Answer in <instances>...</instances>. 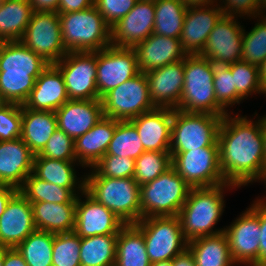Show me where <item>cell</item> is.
Returning a JSON list of instances; mask_svg holds the SVG:
<instances>
[{
	"instance_id": "6da1fadb",
	"label": "cell",
	"mask_w": 266,
	"mask_h": 266,
	"mask_svg": "<svg viewBox=\"0 0 266 266\" xmlns=\"http://www.w3.org/2000/svg\"><path fill=\"white\" fill-rule=\"evenodd\" d=\"M234 112L226 114L218 133L219 164L226 183L237 188L260 182L265 168L263 122ZM230 114V115H229ZM232 114V116H231Z\"/></svg>"
},
{
	"instance_id": "30bf717a",
	"label": "cell",
	"mask_w": 266,
	"mask_h": 266,
	"mask_svg": "<svg viewBox=\"0 0 266 266\" xmlns=\"http://www.w3.org/2000/svg\"><path fill=\"white\" fill-rule=\"evenodd\" d=\"M101 102L103 116L119 121H129L156 108L151 101L148 80L143 72L107 92Z\"/></svg>"
},
{
	"instance_id": "f546056e",
	"label": "cell",
	"mask_w": 266,
	"mask_h": 266,
	"mask_svg": "<svg viewBox=\"0 0 266 266\" xmlns=\"http://www.w3.org/2000/svg\"><path fill=\"white\" fill-rule=\"evenodd\" d=\"M187 248L191 251L196 266H236L224 232L190 240Z\"/></svg>"
},
{
	"instance_id": "484cf974",
	"label": "cell",
	"mask_w": 266,
	"mask_h": 266,
	"mask_svg": "<svg viewBox=\"0 0 266 266\" xmlns=\"http://www.w3.org/2000/svg\"><path fill=\"white\" fill-rule=\"evenodd\" d=\"M69 99L61 72L50 64L36 79L24 108L55 112Z\"/></svg>"
},
{
	"instance_id": "5bb4252c",
	"label": "cell",
	"mask_w": 266,
	"mask_h": 266,
	"mask_svg": "<svg viewBox=\"0 0 266 266\" xmlns=\"http://www.w3.org/2000/svg\"><path fill=\"white\" fill-rule=\"evenodd\" d=\"M53 65L62 74L70 100L100 99L96 87L97 52H68Z\"/></svg>"
},
{
	"instance_id": "7dc6e473",
	"label": "cell",
	"mask_w": 266,
	"mask_h": 266,
	"mask_svg": "<svg viewBox=\"0 0 266 266\" xmlns=\"http://www.w3.org/2000/svg\"><path fill=\"white\" fill-rule=\"evenodd\" d=\"M138 0H94V5L105 22L111 27L127 15Z\"/></svg>"
},
{
	"instance_id": "5b68a950",
	"label": "cell",
	"mask_w": 266,
	"mask_h": 266,
	"mask_svg": "<svg viewBox=\"0 0 266 266\" xmlns=\"http://www.w3.org/2000/svg\"><path fill=\"white\" fill-rule=\"evenodd\" d=\"M184 78L182 96L177 109L223 117L229 113L216 100L214 74L210 71L208 58L187 55L184 58Z\"/></svg>"
},
{
	"instance_id": "9f6ffc18",
	"label": "cell",
	"mask_w": 266,
	"mask_h": 266,
	"mask_svg": "<svg viewBox=\"0 0 266 266\" xmlns=\"http://www.w3.org/2000/svg\"><path fill=\"white\" fill-rule=\"evenodd\" d=\"M187 7L208 6L217 3V0H182Z\"/></svg>"
},
{
	"instance_id": "f907efd6",
	"label": "cell",
	"mask_w": 266,
	"mask_h": 266,
	"mask_svg": "<svg viewBox=\"0 0 266 266\" xmlns=\"http://www.w3.org/2000/svg\"><path fill=\"white\" fill-rule=\"evenodd\" d=\"M93 5L94 0H59L58 13L82 11Z\"/></svg>"
},
{
	"instance_id": "e7e4bbea",
	"label": "cell",
	"mask_w": 266,
	"mask_h": 266,
	"mask_svg": "<svg viewBox=\"0 0 266 266\" xmlns=\"http://www.w3.org/2000/svg\"><path fill=\"white\" fill-rule=\"evenodd\" d=\"M261 5L266 9V0H259Z\"/></svg>"
},
{
	"instance_id": "c3c4849f",
	"label": "cell",
	"mask_w": 266,
	"mask_h": 266,
	"mask_svg": "<svg viewBox=\"0 0 266 266\" xmlns=\"http://www.w3.org/2000/svg\"><path fill=\"white\" fill-rule=\"evenodd\" d=\"M219 4L224 15L233 17L243 18V16H247V18L251 17L255 19L259 15L266 13V9L261 5L259 0H220Z\"/></svg>"
},
{
	"instance_id": "7c38bea8",
	"label": "cell",
	"mask_w": 266,
	"mask_h": 266,
	"mask_svg": "<svg viewBox=\"0 0 266 266\" xmlns=\"http://www.w3.org/2000/svg\"><path fill=\"white\" fill-rule=\"evenodd\" d=\"M224 233L236 265L258 266L260 202L255 199L232 224L224 227Z\"/></svg>"
},
{
	"instance_id": "cb8c5ba5",
	"label": "cell",
	"mask_w": 266,
	"mask_h": 266,
	"mask_svg": "<svg viewBox=\"0 0 266 266\" xmlns=\"http://www.w3.org/2000/svg\"><path fill=\"white\" fill-rule=\"evenodd\" d=\"M34 156L21 138L0 141V184L19 190L33 172Z\"/></svg>"
},
{
	"instance_id": "f5cc1de1",
	"label": "cell",
	"mask_w": 266,
	"mask_h": 266,
	"mask_svg": "<svg viewBox=\"0 0 266 266\" xmlns=\"http://www.w3.org/2000/svg\"><path fill=\"white\" fill-rule=\"evenodd\" d=\"M33 12H57L59 0H28Z\"/></svg>"
},
{
	"instance_id": "1f68e13d",
	"label": "cell",
	"mask_w": 266,
	"mask_h": 266,
	"mask_svg": "<svg viewBox=\"0 0 266 266\" xmlns=\"http://www.w3.org/2000/svg\"><path fill=\"white\" fill-rule=\"evenodd\" d=\"M143 233L126 224L118 233L114 266H150Z\"/></svg>"
},
{
	"instance_id": "ee69618b",
	"label": "cell",
	"mask_w": 266,
	"mask_h": 266,
	"mask_svg": "<svg viewBox=\"0 0 266 266\" xmlns=\"http://www.w3.org/2000/svg\"><path fill=\"white\" fill-rule=\"evenodd\" d=\"M135 166V159L104 155L85 177L133 178Z\"/></svg>"
},
{
	"instance_id": "680465c9",
	"label": "cell",
	"mask_w": 266,
	"mask_h": 266,
	"mask_svg": "<svg viewBox=\"0 0 266 266\" xmlns=\"http://www.w3.org/2000/svg\"><path fill=\"white\" fill-rule=\"evenodd\" d=\"M262 117V122H263V128H262V133L264 136V145H265V158H266V115L261 116Z\"/></svg>"
},
{
	"instance_id": "6125c7cd",
	"label": "cell",
	"mask_w": 266,
	"mask_h": 266,
	"mask_svg": "<svg viewBox=\"0 0 266 266\" xmlns=\"http://www.w3.org/2000/svg\"><path fill=\"white\" fill-rule=\"evenodd\" d=\"M8 102L4 99L0 92V109L3 108Z\"/></svg>"
},
{
	"instance_id": "8fae6325",
	"label": "cell",
	"mask_w": 266,
	"mask_h": 266,
	"mask_svg": "<svg viewBox=\"0 0 266 266\" xmlns=\"http://www.w3.org/2000/svg\"><path fill=\"white\" fill-rule=\"evenodd\" d=\"M170 153L172 167L191 188L226 184L220 169L218 144L186 152Z\"/></svg>"
},
{
	"instance_id": "6f0895ef",
	"label": "cell",
	"mask_w": 266,
	"mask_h": 266,
	"mask_svg": "<svg viewBox=\"0 0 266 266\" xmlns=\"http://www.w3.org/2000/svg\"><path fill=\"white\" fill-rule=\"evenodd\" d=\"M259 76L261 79L262 87L266 92V58L263 60L262 64L259 66Z\"/></svg>"
},
{
	"instance_id": "681fc988",
	"label": "cell",
	"mask_w": 266,
	"mask_h": 266,
	"mask_svg": "<svg viewBox=\"0 0 266 266\" xmlns=\"http://www.w3.org/2000/svg\"><path fill=\"white\" fill-rule=\"evenodd\" d=\"M266 262V204L260 202V237L258 251V266Z\"/></svg>"
},
{
	"instance_id": "83f0119b",
	"label": "cell",
	"mask_w": 266,
	"mask_h": 266,
	"mask_svg": "<svg viewBox=\"0 0 266 266\" xmlns=\"http://www.w3.org/2000/svg\"><path fill=\"white\" fill-rule=\"evenodd\" d=\"M33 220L37 230L52 234L74 231L76 203H31Z\"/></svg>"
},
{
	"instance_id": "ba28073f",
	"label": "cell",
	"mask_w": 266,
	"mask_h": 266,
	"mask_svg": "<svg viewBox=\"0 0 266 266\" xmlns=\"http://www.w3.org/2000/svg\"><path fill=\"white\" fill-rule=\"evenodd\" d=\"M223 116L174 109L170 152H186L218 144Z\"/></svg>"
},
{
	"instance_id": "4dcf8cb0",
	"label": "cell",
	"mask_w": 266,
	"mask_h": 266,
	"mask_svg": "<svg viewBox=\"0 0 266 266\" xmlns=\"http://www.w3.org/2000/svg\"><path fill=\"white\" fill-rule=\"evenodd\" d=\"M78 164L77 161L50 159L36 154L34 156L33 173L38 178L58 186L85 188V175L80 178L76 175L75 166H79Z\"/></svg>"
},
{
	"instance_id": "f1b7e54d",
	"label": "cell",
	"mask_w": 266,
	"mask_h": 266,
	"mask_svg": "<svg viewBox=\"0 0 266 266\" xmlns=\"http://www.w3.org/2000/svg\"><path fill=\"white\" fill-rule=\"evenodd\" d=\"M57 128L55 112L33 110L22 106L21 139L35 155L44 149Z\"/></svg>"
},
{
	"instance_id": "f35d334b",
	"label": "cell",
	"mask_w": 266,
	"mask_h": 266,
	"mask_svg": "<svg viewBox=\"0 0 266 266\" xmlns=\"http://www.w3.org/2000/svg\"><path fill=\"white\" fill-rule=\"evenodd\" d=\"M145 152L135 126L130 121L117 120L116 129L105 155L137 159Z\"/></svg>"
},
{
	"instance_id": "be15d7a7",
	"label": "cell",
	"mask_w": 266,
	"mask_h": 266,
	"mask_svg": "<svg viewBox=\"0 0 266 266\" xmlns=\"http://www.w3.org/2000/svg\"><path fill=\"white\" fill-rule=\"evenodd\" d=\"M0 266H3V250L0 252Z\"/></svg>"
},
{
	"instance_id": "b9f144b4",
	"label": "cell",
	"mask_w": 266,
	"mask_h": 266,
	"mask_svg": "<svg viewBox=\"0 0 266 266\" xmlns=\"http://www.w3.org/2000/svg\"><path fill=\"white\" fill-rule=\"evenodd\" d=\"M81 237L74 231L53 234L52 266H81Z\"/></svg>"
},
{
	"instance_id": "db71d44e",
	"label": "cell",
	"mask_w": 266,
	"mask_h": 266,
	"mask_svg": "<svg viewBox=\"0 0 266 266\" xmlns=\"http://www.w3.org/2000/svg\"><path fill=\"white\" fill-rule=\"evenodd\" d=\"M18 191L10 185H0V216L4 213L11 197Z\"/></svg>"
},
{
	"instance_id": "816d5d0a",
	"label": "cell",
	"mask_w": 266,
	"mask_h": 266,
	"mask_svg": "<svg viewBox=\"0 0 266 266\" xmlns=\"http://www.w3.org/2000/svg\"><path fill=\"white\" fill-rule=\"evenodd\" d=\"M3 266H28L22 254L13 248H3Z\"/></svg>"
},
{
	"instance_id": "44dd1931",
	"label": "cell",
	"mask_w": 266,
	"mask_h": 266,
	"mask_svg": "<svg viewBox=\"0 0 266 266\" xmlns=\"http://www.w3.org/2000/svg\"><path fill=\"white\" fill-rule=\"evenodd\" d=\"M145 74L149 84V95L154 106L177 109L185 79L184 59Z\"/></svg>"
},
{
	"instance_id": "74e56055",
	"label": "cell",
	"mask_w": 266,
	"mask_h": 266,
	"mask_svg": "<svg viewBox=\"0 0 266 266\" xmlns=\"http://www.w3.org/2000/svg\"><path fill=\"white\" fill-rule=\"evenodd\" d=\"M210 71L214 74V91L217 102L226 110L240 104L244 99L236 92L230 64L222 59L208 58Z\"/></svg>"
},
{
	"instance_id": "bcb514c9",
	"label": "cell",
	"mask_w": 266,
	"mask_h": 266,
	"mask_svg": "<svg viewBox=\"0 0 266 266\" xmlns=\"http://www.w3.org/2000/svg\"><path fill=\"white\" fill-rule=\"evenodd\" d=\"M22 105L7 103L0 109V141H12L21 138Z\"/></svg>"
},
{
	"instance_id": "7a4b0ae2",
	"label": "cell",
	"mask_w": 266,
	"mask_h": 266,
	"mask_svg": "<svg viewBox=\"0 0 266 266\" xmlns=\"http://www.w3.org/2000/svg\"><path fill=\"white\" fill-rule=\"evenodd\" d=\"M49 65L21 41L0 42V92L4 99L23 105L37 77Z\"/></svg>"
},
{
	"instance_id": "d6986e66",
	"label": "cell",
	"mask_w": 266,
	"mask_h": 266,
	"mask_svg": "<svg viewBox=\"0 0 266 266\" xmlns=\"http://www.w3.org/2000/svg\"><path fill=\"white\" fill-rule=\"evenodd\" d=\"M237 19L223 15L208 35L200 56L222 59L229 64L241 61L244 27Z\"/></svg>"
},
{
	"instance_id": "9a60e30c",
	"label": "cell",
	"mask_w": 266,
	"mask_h": 266,
	"mask_svg": "<svg viewBox=\"0 0 266 266\" xmlns=\"http://www.w3.org/2000/svg\"><path fill=\"white\" fill-rule=\"evenodd\" d=\"M140 73L134 48L110 45L97 51L96 87L101 99L107 92Z\"/></svg>"
},
{
	"instance_id": "e0dca14e",
	"label": "cell",
	"mask_w": 266,
	"mask_h": 266,
	"mask_svg": "<svg viewBox=\"0 0 266 266\" xmlns=\"http://www.w3.org/2000/svg\"><path fill=\"white\" fill-rule=\"evenodd\" d=\"M154 21V2L138 0L127 15L111 26V45L134 48L153 33Z\"/></svg>"
},
{
	"instance_id": "7bdbcfd3",
	"label": "cell",
	"mask_w": 266,
	"mask_h": 266,
	"mask_svg": "<svg viewBox=\"0 0 266 266\" xmlns=\"http://www.w3.org/2000/svg\"><path fill=\"white\" fill-rule=\"evenodd\" d=\"M236 92L246 99L249 95L265 94L259 76V67L248 62L238 61L230 64Z\"/></svg>"
},
{
	"instance_id": "d590c367",
	"label": "cell",
	"mask_w": 266,
	"mask_h": 266,
	"mask_svg": "<svg viewBox=\"0 0 266 266\" xmlns=\"http://www.w3.org/2000/svg\"><path fill=\"white\" fill-rule=\"evenodd\" d=\"M153 33L180 38L187 6L182 0H157Z\"/></svg>"
},
{
	"instance_id": "94428289",
	"label": "cell",
	"mask_w": 266,
	"mask_h": 266,
	"mask_svg": "<svg viewBox=\"0 0 266 266\" xmlns=\"http://www.w3.org/2000/svg\"><path fill=\"white\" fill-rule=\"evenodd\" d=\"M261 182H263L264 183V185H266V168H265V171H264V174H263V176H262V178H261V180H260ZM266 187V186H265ZM266 192V191H265ZM259 202H261V203H265L266 204V197L265 196H263L262 198H259V199H257Z\"/></svg>"
},
{
	"instance_id": "7402d4cb",
	"label": "cell",
	"mask_w": 266,
	"mask_h": 266,
	"mask_svg": "<svg viewBox=\"0 0 266 266\" xmlns=\"http://www.w3.org/2000/svg\"><path fill=\"white\" fill-rule=\"evenodd\" d=\"M55 114L58 128L74 141L104 117L101 99L68 100Z\"/></svg>"
},
{
	"instance_id": "f6af8a7d",
	"label": "cell",
	"mask_w": 266,
	"mask_h": 266,
	"mask_svg": "<svg viewBox=\"0 0 266 266\" xmlns=\"http://www.w3.org/2000/svg\"><path fill=\"white\" fill-rule=\"evenodd\" d=\"M39 155L56 160L76 161L75 142L63 130L57 128Z\"/></svg>"
},
{
	"instance_id": "60d3db41",
	"label": "cell",
	"mask_w": 266,
	"mask_h": 266,
	"mask_svg": "<svg viewBox=\"0 0 266 266\" xmlns=\"http://www.w3.org/2000/svg\"><path fill=\"white\" fill-rule=\"evenodd\" d=\"M133 179L139 186L151 182L172 167L170 152L145 151L135 160Z\"/></svg>"
},
{
	"instance_id": "11a10c76",
	"label": "cell",
	"mask_w": 266,
	"mask_h": 266,
	"mask_svg": "<svg viewBox=\"0 0 266 266\" xmlns=\"http://www.w3.org/2000/svg\"><path fill=\"white\" fill-rule=\"evenodd\" d=\"M172 266H196L191 251L186 248L182 253L176 255L171 260Z\"/></svg>"
},
{
	"instance_id": "4316f807",
	"label": "cell",
	"mask_w": 266,
	"mask_h": 266,
	"mask_svg": "<svg viewBox=\"0 0 266 266\" xmlns=\"http://www.w3.org/2000/svg\"><path fill=\"white\" fill-rule=\"evenodd\" d=\"M117 120L103 117L75 142L76 161L82 168H92L106 153L111 142Z\"/></svg>"
},
{
	"instance_id": "3957f363",
	"label": "cell",
	"mask_w": 266,
	"mask_h": 266,
	"mask_svg": "<svg viewBox=\"0 0 266 266\" xmlns=\"http://www.w3.org/2000/svg\"><path fill=\"white\" fill-rule=\"evenodd\" d=\"M233 188L237 187L229 183L213 187L191 188L178 214L182 233L188 242L198 237L224 232V228L214 227L221 220L225 208L224 191Z\"/></svg>"
},
{
	"instance_id": "52a82bcc",
	"label": "cell",
	"mask_w": 266,
	"mask_h": 266,
	"mask_svg": "<svg viewBox=\"0 0 266 266\" xmlns=\"http://www.w3.org/2000/svg\"><path fill=\"white\" fill-rule=\"evenodd\" d=\"M191 186L171 167L159 177L140 186L141 219L178 216Z\"/></svg>"
},
{
	"instance_id": "d6a6232c",
	"label": "cell",
	"mask_w": 266,
	"mask_h": 266,
	"mask_svg": "<svg viewBox=\"0 0 266 266\" xmlns=\"http://www.w3.org/2000/svg\"><path fill=\"white\" fill-rule=\"evenodd\" d=\"M19 191L30 203H76L77 195L85 188H65L38 178L33 172L26 178Z\"/></svg>"
},
{
	"instance_id": "8d00e7d4",
	"label": "cell",
	"mask_w": 266,
	"mask_h": 266,
	"mask_svg": "<svg viewBox=\"0 0 266 266\" xmlns=\"http://www.w3.org/2000/svg\"><path fill=\"white\" fill-rule=\"evenodd\" d=\"M16 248L28 266H52V233L36 229Z\"/></svg>"
},
{
	"instance_id": "4fadbf2b",
	"label": "cell",
	"mask_w": 266,
	"mask_h": 266,
	"mask_svg": "<svg viewBox=\"0 0 266 266\" xmlns=\"http://www.w3.org/2000/svg\"><path fill=\"white\" fill-rule=\"evenodd\" d=\"M20 41L49 64L57 63L68 53L57 12H33Z\"/></svg>"
},
{
	"instance_id": "277c9868",
	"label": "cell",
	"mask_w": 266,
	"mask_h": 266,
	"mask_svg": "<svg viewBox=\"0 0 266 266\" xmlns=\"http://www.w3.org/2000/svg\"><path fill=\"white\" fill-rule=\"evenodd\" d=\"M58 14L67 52H97L111 45V27L95 5L82 11Z\"/></svg>"
},
{
	"instance_id": "9c48e42d",
	"label": "cell",
	"mask_w": 266,
	"mask_h": 266,
	"mask_svg": "<svg viewBox=\"0 0 266 266\" xmlns=\"http://www.w3.org/2000/svg\"><path fill=\"white\" fill-rule=\"evenodd\" d=\"M134 225L143 233L151 264L172 260L188 246L178 216L145 217Z\"/></svg>"
},
{
	"instance_id": "ac0fdd59",
	"label": "cell",
	"mask_w": 266,
	"mask_h": 266,
	"mask_svg": "<svg viewBox=\"0 0 266 266\" xmlns=\"http://www.w3.org/2000/svg\"><path fill=\"white\" fill-rule=\"evenodd\" d=\"M223 15L218 2L208 6L187 8L179 38L182 49L187 55L202 53L208 35Z\"/></svg>"
},
{
	"instance_id": "ab89813d",
	"label": "cell",
	"mask_w": 266,
	"mask_h": 266,
	"mask_svg": "<svg viewBox=\"0 0 266 266\" xmlns=\"http://www.w3.org/2000/svg\"><path fill=\"white\" fill-rule=\"evenodd\" d=\"M256 19L254 27L243 32L241 60L259 67L266 58V13Z\"/></svg>"
},
{
	"instance_id": "8992f818",
	"label": "cell",
	"mask_w": 266,
	"mask_h": 266,
	"mask_svg": "<svg viewBox=\"0 0 266 266\" xmlns=\"http://www.w3.org/2000/svg\"><path fill=\"white\" fill-rule=\"evenodd\" d=\"M85 191L125 224L141 220L140 186L133 178L85 177Z\"/></svg>"
},
{
	"instance_id": "a7ac6f4b",
	"label": "cell",
	"mask_w": 266,
	"mask_h": 266,
	"mask_svg": "<svg viewBox=\"0 0 266 266\" xmlns=\"http://www.w3.org/2000/svg\"><path fill=\"white\" fill-rule=\"evenodd\" d=\"M141 1H153V2H155V1H157V0H141Z\"/></svg>"
},
{
	"instance_id": "603a6c76",
	"label": "cell",
	"mask_w": 266,
	"mask_h": 266,
	"mask_svg": "<svg viewBox=\"0 0 266 266\" xmlns=\"http://www.w3.org/2000/svg\"><path fill=\"white\" fill-rule=\"evenodd\" d=\"M174 109L158 108L129 120L136 128L145 151L170 152Z\"/></svg>"
},
{
	"instance_id": "e575fe53",
	"label": "cell",
	"mask_w": 266,
	"mask_h": 266,
	"mask_svg": "<svg viewBox=\"0 0 266 266\" xmlns=\"http://www.w3.org/2000/svg\"><path fill=\"white\" fill-rule=\"evenodd\" d=\"M118 234L81 237V266H114Z\"/></svg>"
},
{
	"instance_id": "d4e9b609",
	"label": "cell",
	"mask_w": 266,
	"mask_h": 266,
	"mask_svg": "<svg viewBox=\"0 0 266 266\" xmlns=\"http://www.w3.org/2000/svg\"><path fill=\"white\" fill-rule=\"evenodd\" d=\"M134 50L137 54L138 68L143 73L178 62L187 56L178 38L154 33L138 43Z\"/></svg>"
},
{
	"instance_id": "836d02e7",
	"label": "cell",
	"mask_w": 266,
	"mask_h": 266,
	"mask_svg": "<svg viewBox=\"0 0 266 266\" xmlns=\"http://www.w3.org/2000/svg\"><path fill=\"white\" fill-rule=\"evenodd\" d=\"M32 13L28 0H4L0 10V42L20 41Z\"/></svg>"
},
{
	"instance_id": "2e32d148",
	"label": "cell",
	"mask_w": 266,
	"mask_h": 266,
	"mask_svg": "<svg viewBox=\"0 0 266 266\" xmlns=\"http://www.w3.org/2000/svg\"><path fill=\"white\" fill-rule=\"evenodd\" d=\"M81 197H85L83 200ZM126 224L86 191L77 195L74 232L80 237L118 234Z\"/></svg>"
},
{
	"instance_id": "91938a15",
	"label": "cell",
	"mask_w": 266,
	"mask_h": 266,
	"mask_svg": "<svg viewBox=\"0 0 266 266\" xmlns=\"http://www.w3.org/2000/svg\"><path fill=\"white\" fill-rule=\"evenodd\" d=\"M150 266H172L171 260H163L152 263Z\"/></svg>"
},
{
	"instance_id": "003e7915",
	"label": "cell",
	"mask_w": 266,
	"mask_h": 266,
	"mask_svg": "<svg viewBox=\"0 0 266 266\" xmlns=\"http://www.w3.org/2000/svg\"><path fill=\"white\" fill-rule=\"evenodd\" d=\"M3 248H4V247L0 244V252L3 250Z\"/></svg>"
},
{
	"instance_id": "ffe728a7",
	"label": "cell",
	"mask_w": 266,
	"mask_h": 266,
	"mask_svg": "<svg viewBox=\"0 0 266 266\" xmlns=\"http://www.w3.org/2000/svg\"><path fill=\"white\" fill-rule=\"evenodd\" d=\"M35 230L32 205L18 190L0 216V244L4 248L17 247Z\"/></svg>"
},
{
	"instance_id": "03108f58",
	"label": "cell",
	"mask_w": 266,
	"mask_h": 266,
	"mask_svg": "<svg viewBox=\"0 0 266 266\" xmlns=\"http://www.w3.org/2000/svg\"><path fill=\"white\" fill-rule=\"evenodd\" d=\"M3 2H4V0H0V10H1Z\"/></svg>"
}]
</instances>
